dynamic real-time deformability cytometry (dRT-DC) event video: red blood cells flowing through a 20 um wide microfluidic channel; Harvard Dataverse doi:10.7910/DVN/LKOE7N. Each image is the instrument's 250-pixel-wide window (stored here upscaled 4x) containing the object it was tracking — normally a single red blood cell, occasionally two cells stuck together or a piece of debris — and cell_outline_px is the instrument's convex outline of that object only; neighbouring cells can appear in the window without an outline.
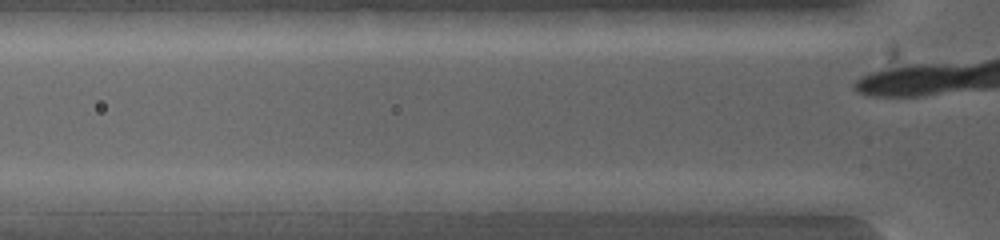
{"species": "common noctule bat (a hibernating species)", "species_latin": "Nyctalus noctula", "temperature_condition": "warm", "stored_images_in_passage": 3, "camera_frame_rate_fps": 5000, "um_per_image_px": 0.085, "animal": {"sex": "female", "body_mass_g": 19.0, "forearm_length_mm": 53.3}, "frame": {"image": 1, "passage_image": 2, "time_ms": 0.4, "image_size_px": [1000, 240], "cell_outline_px": [[584, 200], [564, 212], [496, 212], [492, 200], [564, 192], [580, 192]], "centroid_in_image_um": [45.85, 17.25], "position_along_channel_um": 79.9, "area_um2": 10.06}}